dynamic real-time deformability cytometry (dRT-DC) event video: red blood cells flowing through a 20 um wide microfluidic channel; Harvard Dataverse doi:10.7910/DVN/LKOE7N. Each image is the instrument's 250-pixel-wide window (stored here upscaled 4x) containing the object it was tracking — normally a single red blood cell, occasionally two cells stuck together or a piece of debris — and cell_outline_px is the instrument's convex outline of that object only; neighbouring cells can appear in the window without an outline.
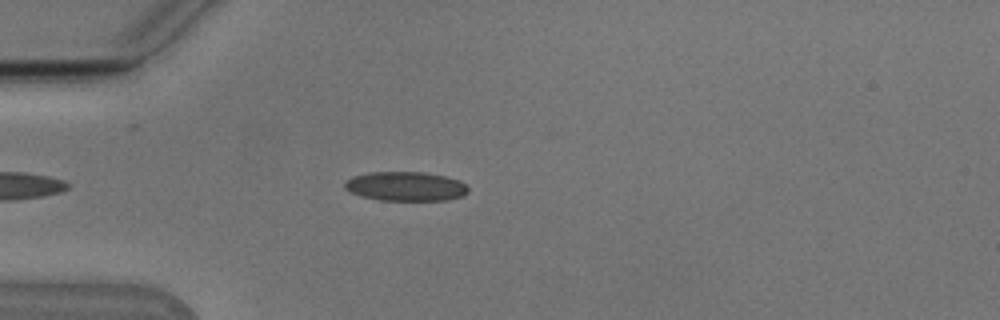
{"species": "Egyptian fruit bat (a non-hibernating species)", "species_latin": "Rousettus aegyptiacus", "temperature_condition": "cold", "stored_images_in_passage": 46, "camera_frame_rate_fps": 3000, "um_per_image_px": 0.085, "animal": {"sex": "male"}, "frame": {"image": 1, "passage_image": 7, "time_ms": 2.0, "image_size_px": [1000, 320], "cell_outline_px": [[468, 192], [464, 196], [444, 200], [380, 200], [360, 196], [344, 188], [344, 184], [352, 176], [368, 172], [424, 172], [448, 176], [460, 180], [468, 188]], "centroid_in_image_um": [34.5, 15.83], "position_along_channel_um": 50.5, "area_um2": 21.15}}
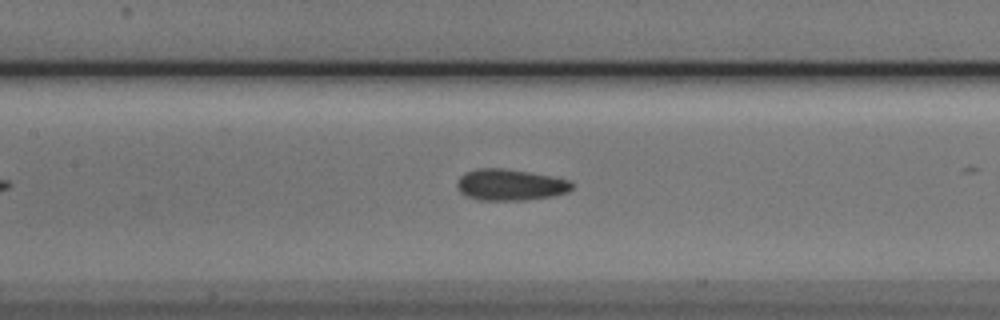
{"frame": {"image": 2, "passage_image": 17, "time_ms": 5.333, "image_size_px": [1000, 320], "cell_outline_px": [[572, 188], [568, 192], [552, 196], [524, 200], [476, 200], [464, 196], [460, 192], [456, 184], [460, 176], [464, 172], [476, 168], [504, 168], [552, 176], [568, 180], [572, 184]], "centroid_in_image_um": [43.31, 15.71], "position_along_channel_um": 164.1, "area_um2": 21.1}}
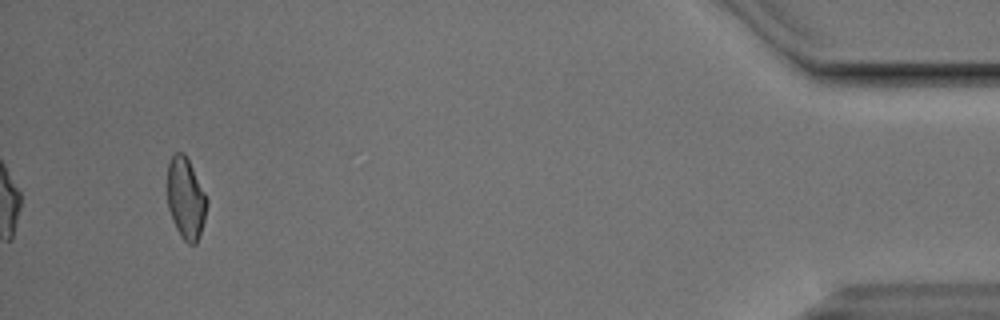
{"frame": {"image": 3, "passage_image": 43, "time_ms": 14.0, "image_size_px": [1000, 320], "cell_outline_px": [[208, 204], [204, 220], [196, 244], [188, 244], [180, 236], [172, 220], [168, 208], [168, 160], [176, 152], [184, 152], [208, 200]], "centroid_in_image_um": [15.78, 16.88], "position_along_channel_um": 419.4, "area_um2": 18.55}, "authors_computed_cell_mechanics": {"area_um2": 20.1433, "velocity_mm_per_s": 3.7944, "shape_relaxation_time_tau1_ms": 11.0011, "shape_relaxation_time_tau2_ms": 2.286, "deformation_change_tau1": 0.1776, "deformation_change_tau2": 0.0824}}